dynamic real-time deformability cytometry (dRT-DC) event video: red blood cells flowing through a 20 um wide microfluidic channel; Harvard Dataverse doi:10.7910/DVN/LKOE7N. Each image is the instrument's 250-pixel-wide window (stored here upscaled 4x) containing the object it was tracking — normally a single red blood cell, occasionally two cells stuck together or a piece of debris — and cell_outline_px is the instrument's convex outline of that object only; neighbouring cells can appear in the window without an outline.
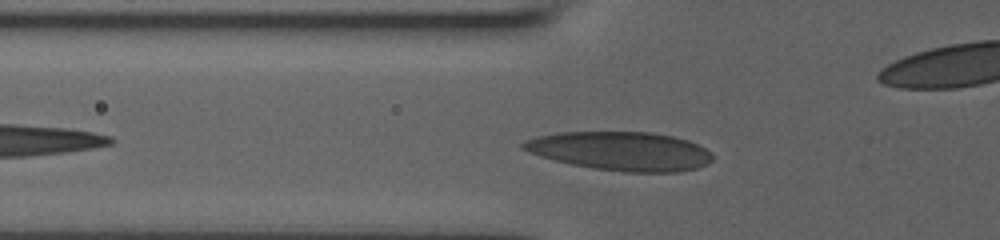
{"species": "human", "species_latin": "Homo sapiens", "temperature_condition": "room temperature", "stored_images_in_passage": 31, "camera_frame_rate_fps": 3000, "um_per_image_px": 0.085, "donor": {"sex": "male"}, "frame": {"image": 1, "passage_image": 2, "time_ms": 0.667, "image_size_px": [1000, 240], "cell_outline_px": [[712, 160], [708, 164], [696, 168], [676, 172], [624, 172], [596, 168], [572, 164], [540, 156], [528, 152], [520, 148], [520, 144], [524, 140], [536, 136], [556, 132], [652, 132], [672, 136], [688, 140], [712, 152]], "centroid_in_image_um": [52.73, 12.83], "position_along_channel_um": 73.1, "area_um2": 42.83}}
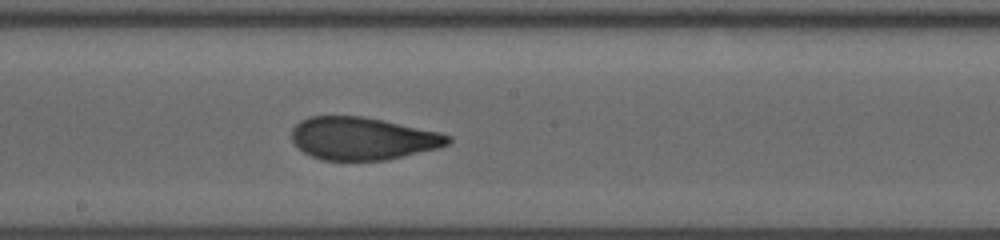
{"frame": {"image": 2, "passage_image": 12, "time_ms": 4.333, "image_size_px": [1000, 240], "cell_outline_px": [[452, 140], [448, 144], [440, 148], [388, 160], [324, 160], [312, 156], [304, 152], [292, 140], [292, 128], [300, 120], [308, 116], [364, 116], [440, 132], [452, 136]], "centroid_in_image_um": [30.86, 11.77], "position_along_channel_um": 217.3, "area_um2": 39.02}}
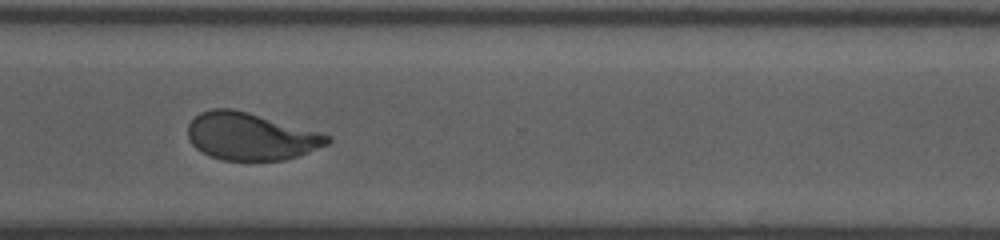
{"frame": {"image": 3, "passage_image": 22, "time_ms": 7.667, "image_size_px": [1000, 240], "cell_outline_px": [[332, 140], [328, 144], [308, 152], [284, 160], [224, 160], [208, 156], [200, 152], [188, 140], [188, 124], [200, 112], [212, 108], [232, 108], [248, 112], [320, 132], [332, 136]], "centroid_in_image_um": [21.29, 11.59], "position_along_channel_um": 349.3, "area_um2": 38.55}}